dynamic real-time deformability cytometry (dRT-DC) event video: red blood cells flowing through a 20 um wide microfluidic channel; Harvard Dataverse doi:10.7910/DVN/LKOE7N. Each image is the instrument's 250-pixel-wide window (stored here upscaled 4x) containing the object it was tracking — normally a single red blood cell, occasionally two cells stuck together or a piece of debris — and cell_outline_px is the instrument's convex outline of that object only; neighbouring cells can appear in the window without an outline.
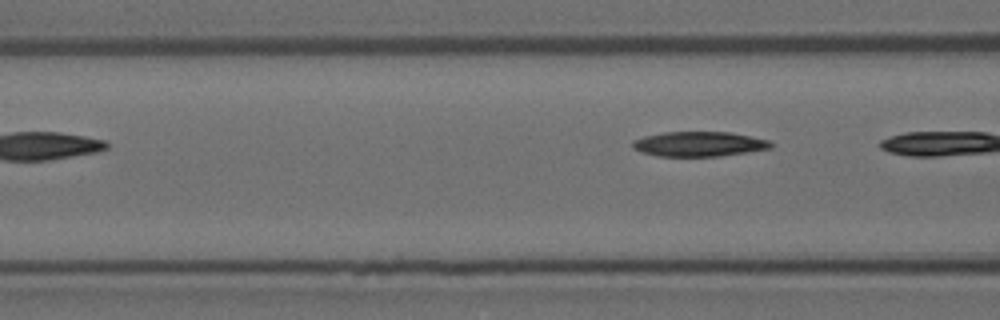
{"species": "Egyptian fruit bat (a non-hibernating species)", "species_latin": "Rousettus aegyptiacus", "temperature_condition": "room temperature", "stored_images_in_passage": 6, "camera_frame_rate_fps": 3000, "um_per_image_px": 0.085, "animal": {"sex": "female"}, "frame": {"image": 1, "passage_image": 6, "time_ms": 1.667, "image_size_px": [1000, 320], "cell_outline_px": [[772, 148], [720, 156], [660, 156], [644, 152], [632, 148], [632, 140], [644, 136], [664, 132], [732, 132], [768, 140], [772, 144]], "centroid_in_image_um": [59.41, 12.23], "position_along_channel_um": 107.2, "area_um2": 19.88}}